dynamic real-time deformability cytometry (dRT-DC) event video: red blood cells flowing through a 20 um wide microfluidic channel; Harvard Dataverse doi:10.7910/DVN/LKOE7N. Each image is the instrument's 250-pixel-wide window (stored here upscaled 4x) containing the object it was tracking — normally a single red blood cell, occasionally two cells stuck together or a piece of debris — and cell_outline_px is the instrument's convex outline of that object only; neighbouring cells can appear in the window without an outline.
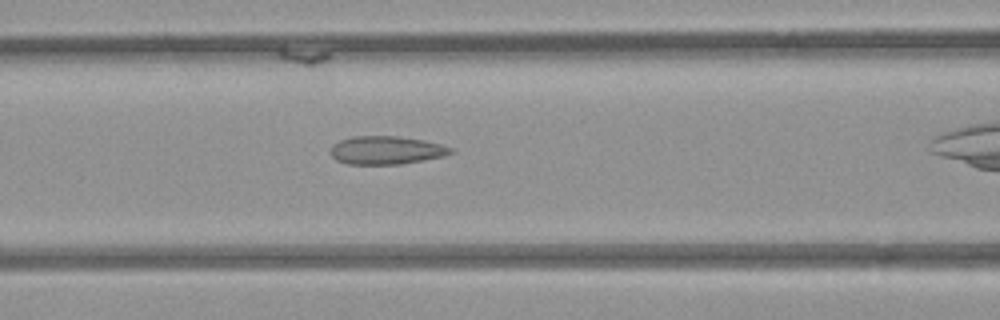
{"species": "common noctule bat (a hibernating species)", "species_latin": "Nyctalus noctula", "temperature_condition": "room temperature", "stored_images_in_passage": 36, "camera_frame_rate_fps": 3000, "um_per_image_px": 0.085, "animal": {"sex": "female", "body_mass_g": 21.9}, "frame": {"image": 1, "passage_image": 16, "time_ms": 5.0, "image_size_px": [1000, 320], "cell_outline_px": [[456, 152], [444, 156], [400, 164], [348, 164], [336, 160], [328, 152], [332, 144], [340, 140], [352, 136], [396, 136], [424, 140], [440, 144], [452, 148]], "centroid_in_image_um": [32.8, 12.76], "position_along_channel_um": 133.8, "area_um2": 19.88}}
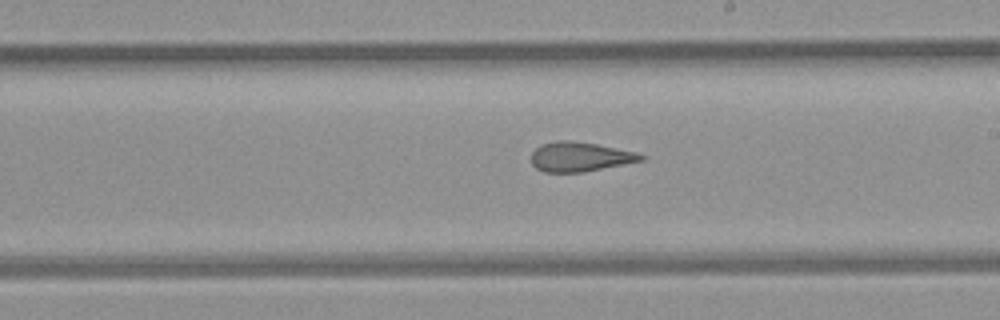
{"frame": {"image": 2, "passage_image": 24, "time_ms": 7.667, "image_size_px": [1000, 320], "cell_outline_px": [[648, 156], [644, 160], [584, 172], [544, 172], [536, 168], [532, 164], [532, 152], [540, 144], [556, 140], [568, 140], [596, 144], [636, 152]], "centroid_in_image_um": [49.3, 13.32], "position_along_channel_um": 239.7, "area_um2": 18.9}}
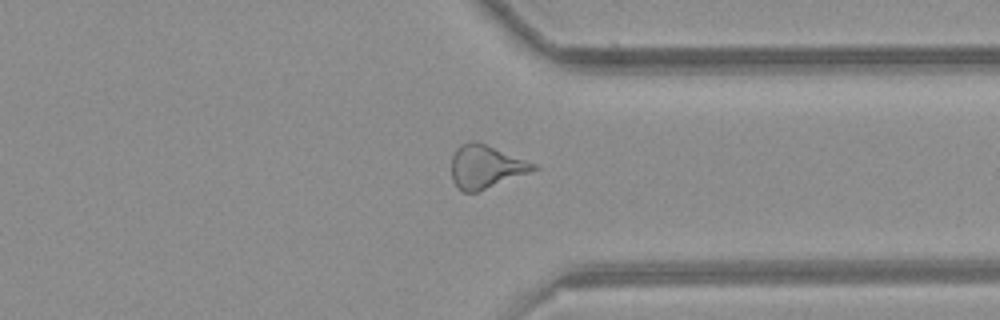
{"frame": {"image": 3, "passage_image": 34, "time_ms": 11.0, "image_size_px": [1000, 320], "cell_outline_px": [[540, 168], [476, 192], [464, 192], [456, 188], [452, 180], [452, 156], [456, 148], [460, 144], [468, 140], [476, 140], [536, 164]], "centroid_in_image_um": [41.24, 14.15], "position_along_channel_um": 370.2, "area_um2": 20.58}}